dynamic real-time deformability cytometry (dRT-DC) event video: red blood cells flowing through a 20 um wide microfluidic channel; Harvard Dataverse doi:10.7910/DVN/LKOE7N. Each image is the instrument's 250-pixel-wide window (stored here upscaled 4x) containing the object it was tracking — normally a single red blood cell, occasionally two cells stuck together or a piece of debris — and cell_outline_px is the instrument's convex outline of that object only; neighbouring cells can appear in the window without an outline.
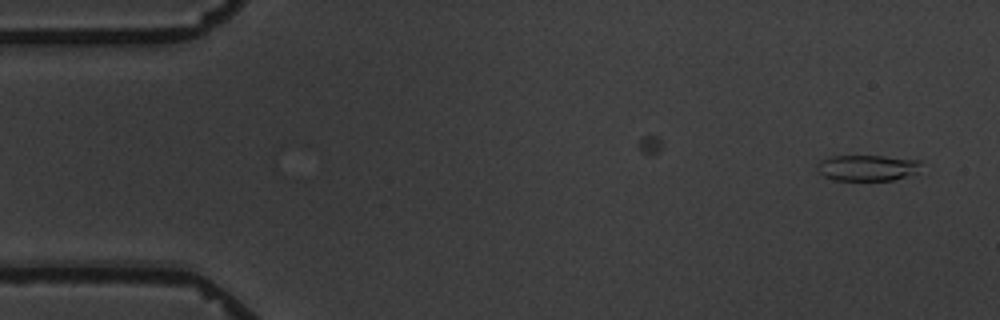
{"species": "common noctule bat (a hibernating species)", "species_latin": "Nyctalus noctula", "temperature_condition": "warm", "stored_images_in_passage": 2, "camera_frame_rate_fps": 3000, "um_per_image_px": 0.085, "animal": {"sex": "male", "body_mass_g": 19.5, "forearm_length_mm": 54.6}, "frame": {"image": 1, "passage_image": 2, "time_ms": 1.667, "image_size_px": [1000, 320], "cell_outline_px": [[920, 164], [916, 172], [892, 180], [832, 180], [824, 176], [816, 168], [820, 160], [828, 156], [884, 156], [920, 160]], "centroid_in_image_um": [73.66, 14.25], "position_along_channel_um": 11.3, "area_um2": 15.55}}